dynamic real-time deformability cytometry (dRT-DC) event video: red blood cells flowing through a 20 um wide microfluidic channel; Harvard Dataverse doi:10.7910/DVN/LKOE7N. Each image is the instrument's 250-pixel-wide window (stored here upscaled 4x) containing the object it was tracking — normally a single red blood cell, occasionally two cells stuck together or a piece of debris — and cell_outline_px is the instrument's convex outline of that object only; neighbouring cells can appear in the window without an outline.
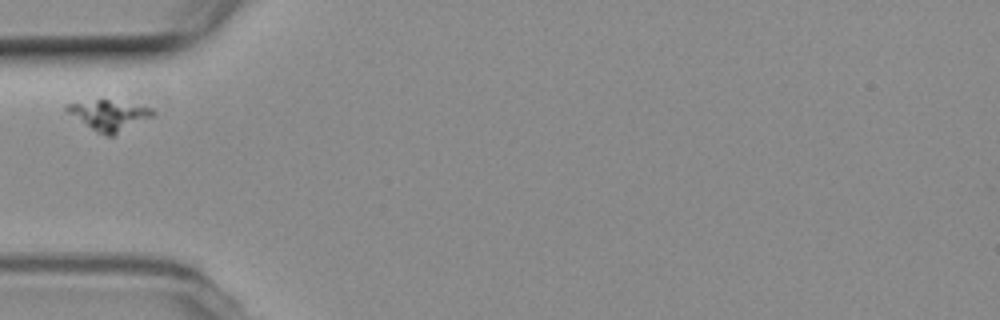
{"species": "common noctule bat (a hibernating species)", "species_latin": "Nyctalus noctula", "temperature_condition": "room temperature", "stored_images_in_passage": 7, "camera_frame_rate_fps": 3000, "um_per_image_px": 0.085, "animal": {"sex": "female", "body_mass_g": 19.3, "forearm_length_mm": 54.1}, "frame": {"image": 1, "passage_image": 1, "time_ms": 0.0, "image_size_px": [1000, 320], "cell_outline_px": [[156, 112], [152, 116], [112, 136], [108, 136], [96, 132], [64, 112], [64, 104], [96, 100], [108, 100], [152, 108]], "centroid_in_image_um": [9.17, 9.8], "position_along_channel_um": 75.8, "area_um2": 14.97}}